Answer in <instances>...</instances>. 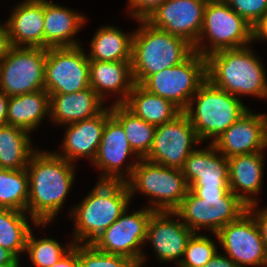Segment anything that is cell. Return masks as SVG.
<instances>
[{
    "instance_id": "6da1fadb",
    "label": "cell",
    "mask_w": 267,
    "mask_h": 267,
    "mask_svg": "<svg viewBox=\"0 0 267 267\" xmlns=\"http://www.w3.org/2000/svg\"><path fill=\"white\" fill-rule=\"evenodd\" d=\"M74 163L55 152L37 149L26 167L29 177L27 213L37 223H51L63 208L74 183Z\"/></svg>"
},
{
    "instance_id": "7a4b0ae2",
    "label": "cell",
    "mask_w": 267,
    "mask_h": 267,
    "mask_svg": "<svg viewBox=\"0 0 267 267\" xmlns=\"http://www.w3.org/2000/svg\"><path fill=\"white\" fill-rule=\"evenodd\" d=\"M130 199L126 182L98 181L88 195L70 211V216L75 221L73 242L91 244L129 208Z\"/></svg>"
},
{
    "instance_id": "3957f363",
    "label": "cell",
    "mask_w": 267,
    "mask_h": 267,
    "mask_svg": "<svg viewBox=\"0 0 267 267\" xmlns=\"http://www.w3.org/2000/svg\"><path fill=\"white\" fill-rule=\"evenodd\" d=\"M266 70L259 57L242 47L215 52L206 57L207 79L216 87L234 95L267 99Z\"/></svg>"
},
{
    "instance_id": "277c9868",
    "label": "cell",
    "mask_w": 267,
    "mask_h": 267,
    "mask_svg": "<svg viewBox=\"0 0 267 267\" xmlns=\"http://www.w3.org/2000/svg\"><path fill=\"white\" fill-rule=\"evenodd\" d=\"M140 27L133 32L132 75L134 83L142 84L150 75L185 61L193 52V45L186 39L172 35L137 20Z\"/></svg>"
},
{
    "instance_id": "5b68a950",
    "label": "cell",
    "mask_w": 267,
    "mask_h": 267,
    "mask_svg": "<svg viewBox=\"0 0 267 267\" xmlns=\"http://www.w3.org/2000/svg\"><path fill=\"white\" fill-rule=\"evenodd\" d=\"M247 208L230 188L189 187L174 212L192 232L207 228L216 234L223 226L237 220Z\"/></svg>"
},
{
    "instance_id": "8992f818",
    "label": "cell",
    "mask_w": 267,
    "mask_h": 267,
    "mask_svg": "<svg viewBox=\"0 0 267 267\" xmlns=\"http://www.w3.org/2000/svg\"><path fill=\"white\" fill-rule=\"evenodd\" d=\"M248 110L238 97L206 79L183 112L188 116L200 141L212 138V143Z\"/></svg>"
},
{
    "instance_id": "52a82bcc",
    "label": "cell",
    "mask_w": 267,
    "mask_h": 267,
    "mask_svg": "<svg viewBox=\"0 0 267 267\" xmlns=\"http://www.w3.org/2000/svg\"><path fill=\"white\" fill-rule=\"evenodd\" d=\"M206 37L209 47L203 45ZM252 26L224 0H208L204 9L203 26L194 51L207 57L218 51L249 46ZM209 48V49H207Z\"/></svg>"
},
{
    "instance_id": "ba28073f",
    "label": "cell",
    "mask_w": 267,
    "mask_h": 267,
    "mask_svg": "<svg viewBox=\"0 0 267 267\" xmlns=\"http://www.w3.org/2000/svg\"><path fill=\"white\" fill-rule=\"evenodd\" d=\"M131 199L135 191L150 196L153 211L174 212L186 197L189 187L180 169L140 159L126 181Z\"/></svg>"
},
{
    "instance_id": "9c48e42d",
    "label": "cell",
    "mask_w": 267,
    "mask_h": 267,
    "mask_svg": "<svg viewBox=\"0 0 267 267\" xmlns=\"http://www.w3.org/2000/svg\"><path fill=\"white\" fill-rule=\"evenodd\" d=\"M206 79V58L194 51L182 63L150 75L141 86L184 111Z\"/></svg>"
},
{
    "instance_id": "30bf717a",
    "label": "cell",
    "mask_w": 267,
    "mask_h": 267,
    "mask_svg": "<svg viewBox=\"0 0 267 267\" xmlns=\"http://www.w3.org/2000/svg\"><path fill=\"white\" fill-rule=\"evenodd\" d=\"M45 48L12 47L0 61V91L8 97L45 89Z\"/></svg>"
},
{
    "instance_id": "8fae6325",
    "label": "cell",
    "mask_w": 267,
    "mask_h": 267,
    "mask_svg": "<svg viewBox=\"0 0 267 267\" xmlns=\"http://www.w3.org/2000/svg\"><path fill=\"white\" fill-rule=\"evenodd\" d=\"M127 212L126 209L91 244L102 252L127 257L141 267L146 258L141 246L146 243L147 224L154 211L144 207L129 215Z\"/></svg>"
},
{
    "instance_id": "7c38bea8",
    "label": "cell",
    "mask_w": 267,
    "mask_h": 267,
    "mask_svg": "<svg viewBox=\"0 0 267 267\" xmlns=\"http://www.w3.org/2000/svg\"><path fill=\"white\" fill-rule=\"evenodd\" d=\"M89 62L81 46L46 49L45 90L67 94L89 88Z\"/></svg>"
},
{
    "instance_id": "4fadbf2b",
    "label": "cell",
    "mask_w": 267,
    "mask_h": 267,
    "mask_svg": "<svg viewBox=\"0 0 267 267\" xmlns=\"http://www.w3.org/2000/svg\"><path fill=\"white\" fill-rule=\"evenodd\" d=\"M200 143L196 130L182 111L173 120L156 127L152 147L144 159L181 170L195 150L193 146Z\"/></svg>"
},
{
    "instance_id": "5bb4252c",
    "label": "cell",
    "mask_w": 267,
    "mask_h": 267,
    "mask_svg": "<svg viewBox=\"0 0 267 267\" xmlns=\"http://www.w3.org/2000/svg\"><path fill=\"white\" fill-rule=\"evenodd\" d=\"M214 235L226 252L225 255L239 267H267V252L261 232L254 216L248 210Z\"/></svg>"
},
{
    "instance_id": "9a60e30c",
    "label": "cell",
    "mask_w": 267,
    "mask_h": 267,
    "mask_svg": "<svg viewBox=\"0 0 267 267\" xmlns=\"http://www.w3.org/2000/svg\"><path fill=\"white\" fill-rule=\"evenodd\" d=\"M208 0H165L145 20L153 27L186 39L193 46L203 26Z\"/></svg>"
},
{
    "instance_id": "2e32d148",
    "label": "cell",
    "mask_w": 267,
    "mask_h": 267,
    "mask_svg": "<svg viewBox=\"0 0 267 267\" xmlns=\"http://www.w3.org/2000/svg\"><path fill=\"white\" fill-rule=\"evenodd\" d=\"M133 154L136 157V162L128 164L126 169H123V162L125 163L126 159ZM140 159L130 146L122 125L110 115L106 120L101 142L92 162L96 168L103 171L99 181L126 182L132 176Z\"/></svg>"
},
{
    "instance_id": "e0dca14e",
    "label": "cell",
    "mask_w": 267,
    "mask_h": 267,
    "mask_svg": "<svg viewBox=\"0 0 267 267\" xmlns=\"http://www.w3.org/2000/svg\"><path fill=\"white\" fill-rule=\"evenodd\" d=\"M193 234L175 212L154 211L147 224L145 241L151 242L157 259L163 263L174 260L178 266Z\"/></svg>"
},
{
    "instance_id": "ac0fdd59",
    "label": "cell",
    "mask_w": 267,
    "mask_h": 267,
    "mask_svg": "<svg viewBox=\"0 0 267 267\" xmlns=\"http://www.w3.org/2000/svg\"><path fill=\"white\" fill-rule=\"evenodd\" d=\"M212 144L227 158L262 152L267 147V114L249 109Z\"/></svg>"
},
{
    "instance_id": "d6986e66",
    "label": "cell",
    "mask_w": 267,
    "mask_h": 267,
    "mask_svg": "<svg viewBox=\"0 0 267 267\" xmlns=\"http://www.w3.org/2000/svg\"><path fill=\"white\" fill-rule=\"evenodd\" d=\"M111 108L105 107L98 115L75 123L67 124L62 145L63 153L55 152L68 162L87 157L93 162L96 157L107 118Z\"/></svg>"
},
{
    "instance_id": "ffe728a7",
    "label": "cell",
    "mask_w": 267,
    "mask_h": 267,
    "mask_svg": "<svg viewBox=\"0 0 267 267\" xmlns=\"http://www.w3.org/2000/svg\"><path fill=\"white\" fill-rule=\"evenodd\" d=\"M181 171L188 187L229 188L228 158L211 142L206 149L195 148Z\"/></svg>"
},
{
    "instance_id": "44dd1931",
    "label": "cell",
    "mask_w": 267,
    "mask_h": 267,
    "mask_svg": "<svg viewBox=\"0 0 267 267\" xmlns=\"http://www.w3.org/2000/svg\"><path fill=\"white\" fill-rule=\"evenodd\" d=\"M5 22L14 47L44 48V0H25Z\"/></svg>"
},
{
    "instance_id": "7402d4cb",
    "label": "cell",
    "mask_w": 267,
    "mask_h": 267,
    "mask_svg": "<svg viewBox=\"0 0 267 267\" xmlns=\"http://www.w3.org/2000/svg\"><path fill=\"white\" fill-rule=\"evenodd\" d=\"M89 82L103 101L108 94L117 93L120 97L113 104H124L135 84L131 61L90 60Z\"/></svg>"
},
{
    "instance_id": "603a6c76",
    "label": "cell",
    "mask_w": 267,
    "mask_h": 267,
    "mask_svg": "<svg viewBox=\"0 0 267 267\" xmlns=\"http://www.w3.org/2000/svg\"><path fill=\"white\" fill-rule=\"evenodd\" d=\"M263 152L228 158L229 188L247 207L258 203L257 199L248 194L255 195L261 192L264 174Z\"/></svg>"
},
{
    "instance_id": "cb8c5ba5",
    "label": "cell",
    "mask_w": 267,
    "mask_h": 267,
    "mask_svg": "<svg viewBox=\"0 0 267 267\" xmlns=\"http://www.w3.org/2000/svg\"><path fill=\"white\" fill-rule=\"evenodd\" d=\"M50 119L56 124L67 125L98 115L105 107L103 101L91 88L74 93L49 94Z\"/></svg>"
},
{
    "instance_id": "d4e9b609",
    "label": "cell",
    "mask_w": 267,
    "mask_h": 267,
    "mask_svg": "<svg viewBox=\"0 0 267 267\" xmlns=\"http://www.w3.org/2000/svg\"><path fill=\"white\" fill-rule=\"evenodd\" d=\"M86 18L64 6L44 0V48L80 46L73 39Z\"/></svg>"
},
{
    "instance_id": "484cf974",
    "label": "cell",
    "mask_w": 267,
    "mask_h": 267,
    "mask_svg": "<svg viewBox=\"0 0 267 267\" xmlns=\"http://www.w3.org/2000/svg\"><path fill=\"white\" fill-rule=\"evenodd\" d=\"M45 115H50V96L45 89L9 97L7 124L31 132Z\"/></svg>"
},
{
    "instance_id": "4316f807",
    "label": "cell",
    "mask_w": 267,
    "mask_h": 267,
    "mask_svg": "<svg viewBox=\"0 0 267 267\" xmlns=\"http://www.w3.org/2000/svg\"><path fill=\"white\" fill-rule=\"evenodd\" d=\"M124 105L136 116L155 126L173 120L182 112L171 101L148 92L136 83Z\"/></svg>"
},
{
    "instance_id": "83f0119b",
    "label": "cell",
    "mask_w": 267,
    "mask_h": 267,
    "mask_svg": "<svg viewBox=\"0 0 267 267\" xmlns=\"http://www.w3.org/2000/svg\"><path fill=\"white\" fill-rule=\"evenodd\" d=\"M133 33L125 34L113 26H103L97 30L90 43L89 60L131 61Z\"/></svg>"
},
{
    "instance_id": "f1b7e54d",
    "label": "cell",
    "mask_w": 267,
    "mask_h": 267,
    "mask_svg": "<svg viewBox=\"0 0 267 267\" xmlns=\"http://www.w3.org/2000/svg\"><path fill=\"white\" fill-rule=\"evenodd\" d=\"M30 132L9 124L0 126V169H26L33 149Z\"/></svg>"
},
{
    "instance_id": "f546056e",
    "label": "cell",
    "mask_w": 267,
    "mask_h": 267,
    "mask_svg": "<svg viewBox=\"0 0 267 267\" xmlns=\"http://www.w3.org/2000/svg\"><path fill=\"white\" fill-rule=\"evenodd\" d=\"M111 115L122 125L133 151L144 159L153 144L156 127L131 112L124 104L111 105Z\"/></svg>"
},
{
    "instance_id": "4dcf8cb0",
    "label": "cell",
    "mask_w": 267,
    "mask_h": 267,
    "mask_svg": "<svg viewBox=\"0 0 267 267\" xmlns=\"http://www.w3.org/2000/svg\"><path fill=\"white\" fill-rule=\"evenodd\" d=\"M27 212L8 208H0V247L8 249L17 258L20 253H25L28 235L31 226L27 219L34 225L46 226L47 223H37L32 217L25 216Z\"/></svg>"
},
{
    "instance_id": "1f68e13d",
    "label": "cell",
    "mask_w": 267,
    "mask_h": 267,
    "mask_svg": "<svg viewBox=\"0 0 267 267\" xmlns=\"http://www.w3.org/2000/svg\"><path fill=\"white\" fill-rule=\"evenodd\" d=\"M29 177L26 169H0V208L27 212Z\"/></svg>"
},
{
    "instance_id": "d6a6232c",
    "label": "cell",
    "mask_w": 267,
    "mask_h": 267,
    "mask_svg": "<svg viewBox=\"0 0 267 267\" xmlns=\"http://www.w3.org/2000/svg\"><path fill=\"white\" fill-rule=\"evenodd\" d=\"M75 243L71 241L63 247L58 241L51 238L36 239L32 230L27 239L26 253L34 267H51L64 256Z\"/></svg>"
},
{
    "instance_id": "836d02e7",
    "label": "cell",
    "mask_w": 267,
    "mask_h": 267,
    "mask_svg": "<svg viewBox=\"0 0 267 267\" xmlns=\"http://www.w3.org/2000/svg\"><path fill=\"white\" fill-rule=\"evenodd\" d=\"M215 242L207 236L194 233L189 239L184 258L178 267H203L216 253Z\"/></svg>"
},
{
    "instance_id": "e575fe53",
    "label": "cell",
    "mask_w": 267,
    "mask_h": 267,
    "mask_svg": "<svg viewBox=\"0 0 267 267\" xmlns=\"http://www.w3.org/2000/svg\"><path fill=\"white\" fill-rule=\"evenodd\" d=\"M79 267H138L127 257L105 253L92 244H79Z\"/></svg>"
},
{
    "instance_id": "d590c367",
    "label": "cell",
    "mask_w": 267,
    "mask_h": 267,
    "mask_svg": "<svg viewBox=\"0 0 267 267\" xmlns=\"http://www.w3.org/2000/svg\"><path fill=\"white\" fill-rule=\"evenodd\" d=\"M252 27L267 13V0H224Z\"/></svg>"
},
{
    "instance_id": "8d00e7d4",
    "label": "cell",
    "mask_w": 267,
    "mask_h": 267,
    "mask_svg": "<svg viewBox=\"0 0 267 267\" xmlns=\"http://www.w3.org/2000/svg\"><path fill=\"white\" fill-rule=\"evenodd\" d=\"M130 16L139 19H145L165 0H128Z\"/></svg>"
},
{
    "instance_id": "74e56055",
    "label": "cell",
    "mask_w": 267,
    "mask_h": 267,
    "mask_svg": "<svg viewBox=\"0 0 267 267\" xmlns=\"http://www.w3.org/2000/svg\"><path fill=\"white\" fill-rule=\"evenodd\" d=\"M257 205L258 203H255L253 205L248 206L247 210L254 216L260 232H261V236H262V240L264 242L265 245V249L267 252V208L261 210H257Z\"/></svg>"
},
{
    "instance_id": "f35d334b",
    "label": "cell",
    "mask_w": 267,
    "mask_h": 267,
    "mask_svg": "<svg viewBox=\"0 0 267 267\" xmlns=\"http://www.w3.org/2000/svg\"><path fill=\"white\" fill-rule=\"evenodd\" d=\"M51 267H79V244H74L71 249Z\"/></svg>"
},
{
    "instance_id": "ab89813d",
    "label": "cell",
    "mask_w": 267,
    "mask_h": 267,
    "mask_svg": "<svg viewBox=\"0 0 267 267\" xmlns=\"http://www.w3.org/2000/svg\"><path fill=\"white\" fill-rule=\"evenodd\" d=\"M12 47L7 24H0V61L9 53Z\"/></svg>"
},
{
    "instance_id": "60d3db41",
    "label": "cell",
    "mask_w": 267,
    "mask_h": 267,
    "mask_svg": "<svg viewBox=\"0 0 267 267\" xmlns=\"http://www.w3.org/2000/svg\"><path fill=\"white\" fill-rule=\"evenodd\" d=\"M267 41V13L252 27V40Z\"/></svg>"
},
{
    "instance_id": "b9f144b4",
    "label": "cell",
    "mask_w": 267,
    "mask_h": 267,
    "mask_svg": "<svg viewBox=\"0 0 267 267\" xmlns=\"http://www.w3.org/2000/svg\"><path fill=\"white\" fill-rule=\"evenodd\" d=\"M203 267H239L228 256L219 254L218 252Z\"/></svg>"
},
{
    "instance_id": "7bdbcfd3",
    "label": "cell",
    "mask_w": 267,
    "mask_h": 267,
    "mask_svg": "<svg viewBox=\"0 0 267 267\" xmlns=\"http://www.w3.org/2000/svg\"><path fill=\"white\" fill-rule=\"evenodd\" d=\"M9 97L0 91V126L7 124V108Z\"/></svg>"
},
{
    "instance_id": "ee69618b",
    "label": "cell",
    "mask_w": 267,
    "mask_h": 267,
    "mask_svg": "<svg viewBox=\"0 0 267 267\" xmlns=\"http://www.w3.org/2000/svg\"><path fill=\"white\" fill-rule=\"evenodd\" d=\"M16 258L8 249L0 247V265L12 263Z\"/></svg>"
},
{
    "instance_id": "f6af8a7d",
    "label": "cell",
    "mask_w": 267,
    "mask_h": 267,
    "mask_svg": "<svg viewBox=\"0 0 267 267\" xmlns=\"http://www.w3.org/2000/svg\"><path fill=\"white\" fill-rule=\"evenodd\" d=\"M20 259L19 258H16L12 263H9V264H3V265H0V267H19L20 265Z\"/></svg>"
}]
</instances>
